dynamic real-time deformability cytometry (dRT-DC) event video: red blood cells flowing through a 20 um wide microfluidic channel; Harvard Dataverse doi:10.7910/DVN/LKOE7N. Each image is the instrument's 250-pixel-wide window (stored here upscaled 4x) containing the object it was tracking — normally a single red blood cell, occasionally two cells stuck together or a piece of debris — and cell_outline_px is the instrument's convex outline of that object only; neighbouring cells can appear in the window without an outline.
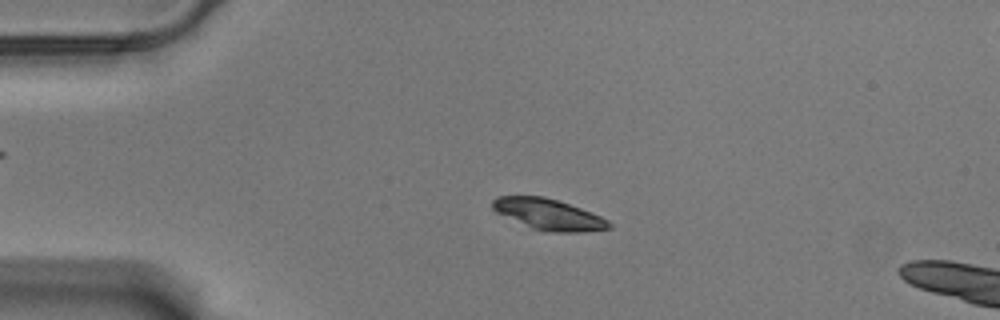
{"species": "Egyptian fruit bat (a non-hibernating species)", "species_latin": "Rousettus aegyptiacus", "temperature_condition": "warm", "stored_images_in_passage": 18, "camera_frame_rate_fps": 3000, "um_per_image_px": 0.085, "animal": {"sex": "male"}, "frame": {"image": 1, "passage_image": 13, "time_ms": 4.0, "image_size_px": [1000, 320], "cell_outline_px": [[612, 228], [584, 232], [544, 232], [532, 228], [496, 212], [492, 208], [492, 200], [496, 196], [544, 196], [580, 208], [600, 216], [608, 220], [612, 224]], "centroid_in_image_um": [46.63, 18.23], "position_along_channel_um": 38.4, "area_um2": 20.92}}